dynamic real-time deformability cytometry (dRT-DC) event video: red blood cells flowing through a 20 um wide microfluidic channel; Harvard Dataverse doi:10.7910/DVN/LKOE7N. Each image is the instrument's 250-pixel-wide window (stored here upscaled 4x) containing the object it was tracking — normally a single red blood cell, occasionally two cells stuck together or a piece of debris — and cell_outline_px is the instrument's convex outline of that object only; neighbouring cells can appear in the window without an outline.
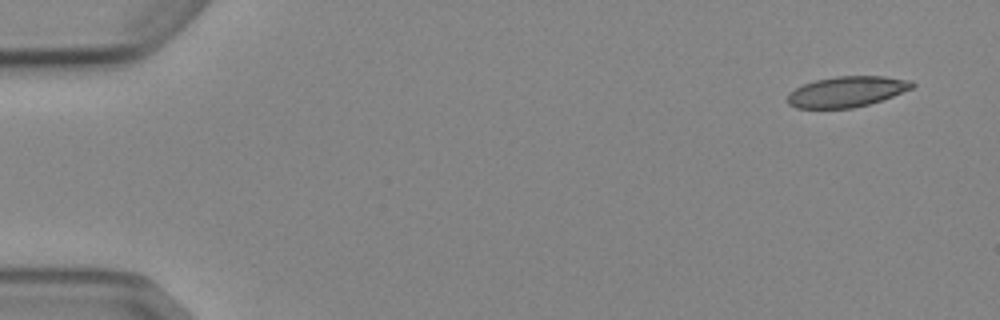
{"species": "Egyptian fruit bat (a non-hibernating species)", "species_latin": "Rousettus aegyptiacus", "temperature_condition": "cold", "stored_images_in_passage": 4, "camera_frame_rate_fps": 3000, "um_per_image_px": 0.085, "animal": {"sex": "female"}, "frame": {"image": 1, "passage_image": 1, "time_ms": 0.0, "image_size_px": [1000, 320], "cell_outline_px": [[916, 84], [912, 88], [892, 96], [868, 104], [852, 108], [796, 108], [788, 104], [784, 100], [788, 92], [804, 84], [816, 80], [836, 76], [884, 76], [912, 80]], "centroid_in_image_um": [71.94, 7.79], "position_along_channel_um": 13.1, "area_um2": 22.31}}